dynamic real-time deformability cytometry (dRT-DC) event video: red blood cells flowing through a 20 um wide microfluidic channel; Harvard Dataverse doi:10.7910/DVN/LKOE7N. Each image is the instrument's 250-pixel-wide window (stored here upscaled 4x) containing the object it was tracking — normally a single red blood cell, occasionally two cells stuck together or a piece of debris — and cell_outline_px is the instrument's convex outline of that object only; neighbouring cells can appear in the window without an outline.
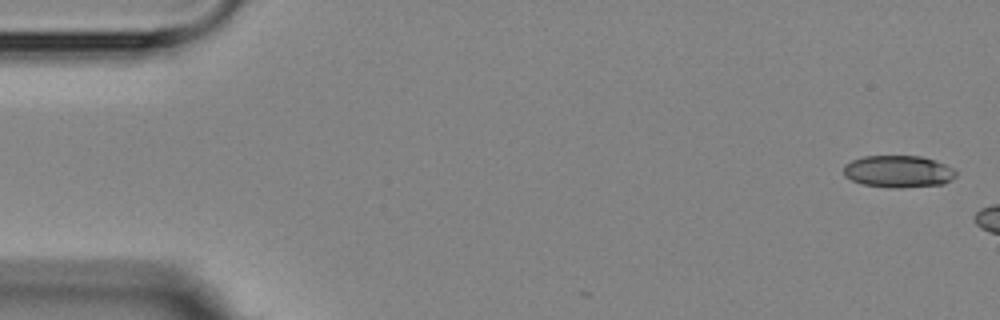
{"species": "Egyptian fruit bat (a non-hibernating species)", "species_latin": "Rousettus aegyptiacus", "temperature_condition": "room temperature", "stored_images_in_passage": 3, "camera_frame_rate_fps": 3000, "um_per_image_px": 0.085, "animal": {"sex": "female"}, "frame": {"image": 1, "passage_image": 1, "time_ms": 0.0, "image_size_px": [1000, 320], "cell_outline_px": [[956, 176], [952, 180], [944, 184], [900, 188], [888, 188], [864, 184], [852, 180], [844, 176], [844, 164], [852, 160], [864, 156], [920, 156], [944, 164], [952, 168], [956, 172]], "centroid_in_image_um": [76.35, 14.58], "position_along_channel_um": 8.7, "area_um2": 20.98}}